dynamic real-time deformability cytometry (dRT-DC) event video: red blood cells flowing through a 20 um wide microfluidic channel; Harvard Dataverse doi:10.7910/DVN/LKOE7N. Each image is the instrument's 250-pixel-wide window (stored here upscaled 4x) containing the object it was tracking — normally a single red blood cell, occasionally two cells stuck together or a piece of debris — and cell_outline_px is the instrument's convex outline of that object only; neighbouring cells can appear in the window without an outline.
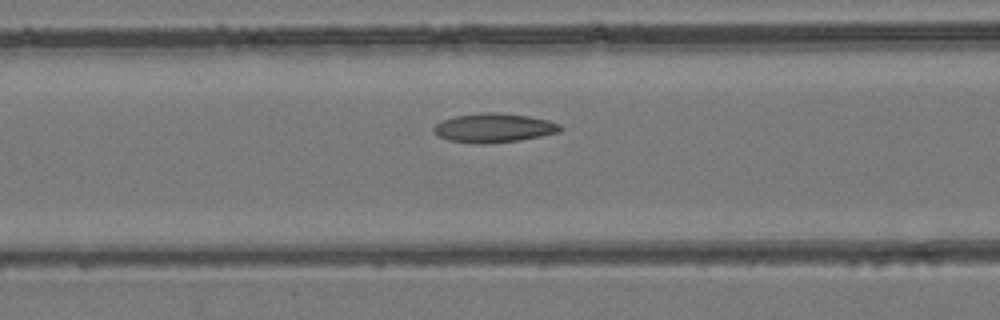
{"species": "common noctule bat (a hibernating species)", "species_latin": "Nyctalus noctula", "temperature_condition": "room temperature", "stored_images_in_passage": 25, "camera_frame_rate_fps": 3000, "um_per_image_px": 0.085, "animal": {"sex": "female", "body_mass_g": 24.6, "forearm_length_mm": 56.2}, "frame": {"image": 1, "passage_image": 8, "time_ms": 2.333, "image_size_px": [1000, 320], "cell_outline_px": [[564, 128], [560, 132], [520, 140], [484, 144], [472, 144], [448, 140], [440, 136], [432, 128], [436, 124], [444, 120], [456, 116], [480, 112], [496, 112], [528, 116], [548, 120], [560, 124]], "centroid_in_image_um": [42.01, 10.87], "position_along_channel_um": 124.6, "area_um2": 21.44}}
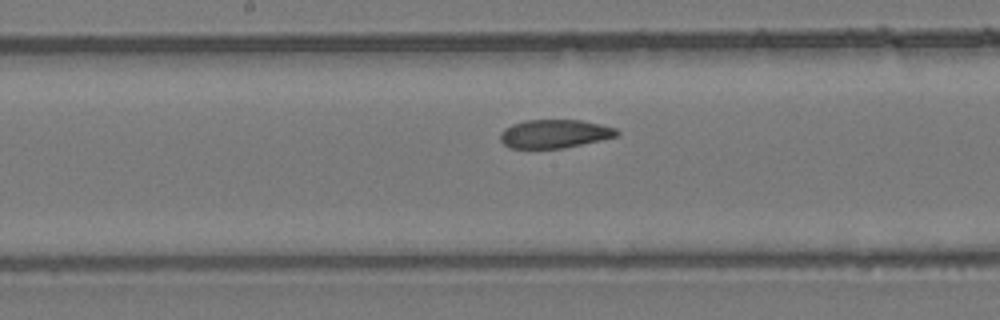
{"frame": {"image": 2, "passage_image": 13, "time_ms": 4.0, "image_size_px": [1000, 320], "cell_outline_px": [[620, 132], [616, 136], [600, 140], [564, 148], [512, 148], [504, 144], [500, 140], [500, 132], [504, 128], [512, 124], [524, 120], [580, 120], [600, 124], [616, 128]], "centroid_in_image_um": [47.11, 11.36], "position_along_channel_um": 201.1, "area_um2": 19.31}}
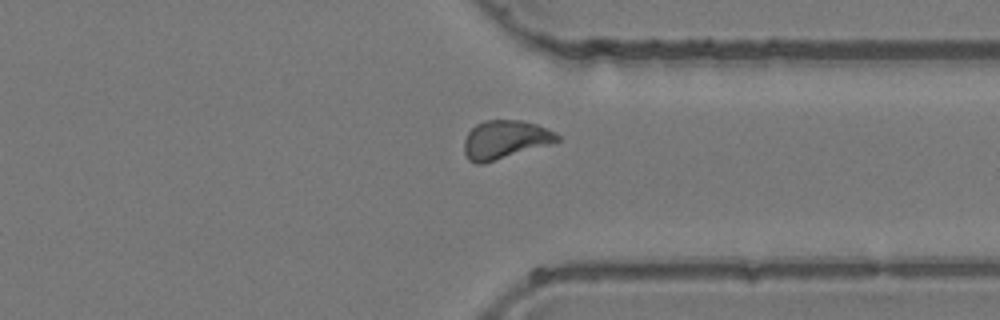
{"frame": {"image": 3, "passage_image": 24, "time_ms": 7.667, "image_size_px": [1000, 320], "cell_outline_px": [[560, 140], [548, 144], [484, 164], [476, 164], [468, 160], [464, 152], [464, 140], [468, 132], [476, 124], [484, 120], [520, 120], [536, 124], [556, 132], [560, 136]], "centroid_in_image_um": [42.9, 11.87], "position_along_channel_um": 368.5, "area_um2": 20.81}}